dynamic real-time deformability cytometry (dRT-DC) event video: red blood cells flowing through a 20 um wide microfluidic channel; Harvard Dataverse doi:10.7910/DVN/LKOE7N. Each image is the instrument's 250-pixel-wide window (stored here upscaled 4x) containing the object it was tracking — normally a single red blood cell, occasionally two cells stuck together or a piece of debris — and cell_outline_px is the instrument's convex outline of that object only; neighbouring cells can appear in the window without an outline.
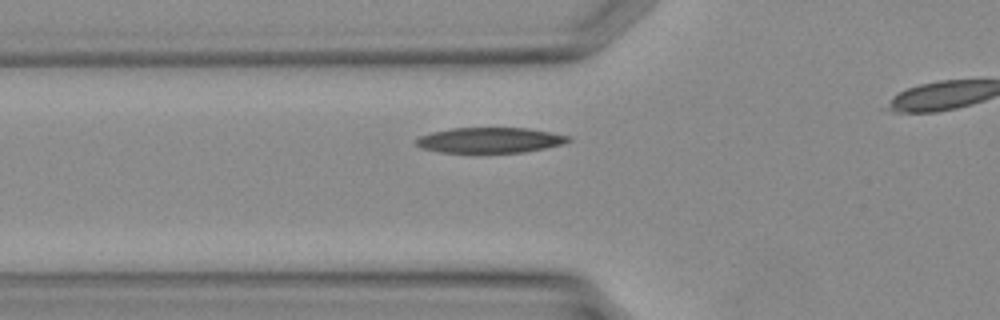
{"species": "Egyptian fruit bat (a non-hibernating species)", "species_latin": "Rousettus aegyptiacus", "temperature_condition": "warm", "stored_images_in_passage": 8, "camera_frame_rate_fps": 3000, "um_per_image_px": 0.085, "animal": {"sex": "female"}, "frame": {"image": 1, "passage_image": 4, "time_ms": 1.0, "image_size_px": [1000, 320], "cell_outline_px": [[572, 140], [560, 144], [544, 148], [520, 152], [440, 152], [424, 148], [416, 144], [416, 140], [420, 136], [432, 132], [452, 128], [528, 128], [568, 136]], "centroid_in_image_um": [41.62, 11.9], "position_along_channel_um": 84.2, "area_um2": 22.02}}
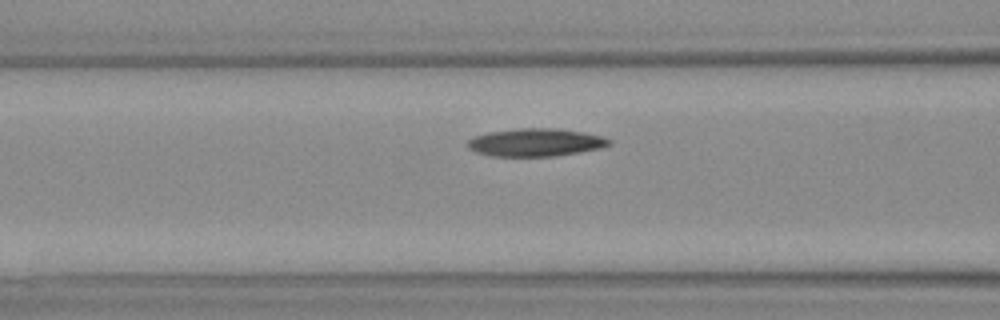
{"frame": {"image": 2, "passage_image": 6, "time_ms": 1.667, "image_size_px": [1000, 320], "cell_outline_px": [[612, 144], [600, 148], [552, 156], [492, 156], [476, 152], [468, 148], [468, 140], [476, 136], [488, 132], [516, 128], [556, 128], [584, 132], [604, 136], [612, 140]], "centroid_in_image_um": [45.55, 12.09], "position_along_channel_um": 121.1, "area_um2": 22.95}}